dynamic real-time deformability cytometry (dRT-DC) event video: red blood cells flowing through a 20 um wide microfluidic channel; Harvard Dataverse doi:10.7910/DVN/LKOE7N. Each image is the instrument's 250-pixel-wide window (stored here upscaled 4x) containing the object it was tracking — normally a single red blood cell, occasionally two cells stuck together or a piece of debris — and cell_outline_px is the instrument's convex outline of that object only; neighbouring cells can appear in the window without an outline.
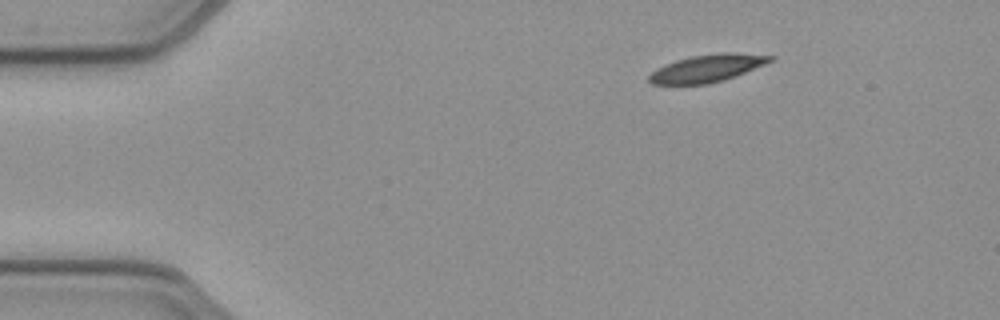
{"species": "common noctule bat (a hibernating species)", "species_latin": "Nyctalus noctula", "temperature_condition": "cold", "stored_images_in_passage": 46, "camera_frame_rate_fps": 3000, "um_per_image_px": 0.085, "animal": {"sex": "female", "body_mass_g": 21.9}, "frame": {"image": 1, "passage_image": 1, "time_ms": 0.0, "image_size_px": [1000, 320], "cell_outline_px": [[776, 56], [772, 60], [764, 64], [724, 80], [708, 84], [652, 84], [648, 80], [648, 76], [656, 68], [664, 64], [676, 60], [692, 56], [720, 52], [736, 52]], "centroid_in_image_um": [60.09, 5.79], "position_along_channel_um": 24.9, "area_um2": 19.31}}
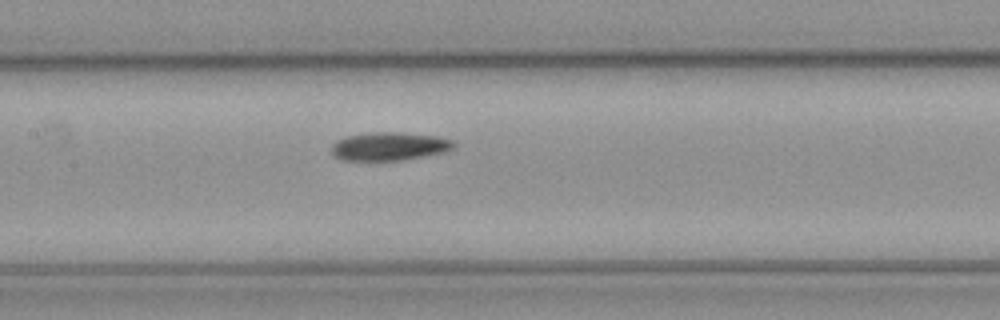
{"frame": {"image": 2, "passage_image": 18, "time_ms": 5.667, "image_size_px": [1000, 320], "cell_outline_px": [[456, 144], [452, 148], [444, 152], [404, 160], [344, 160], [336, 156], [332, 152], [332, 144], [336, 140], [348, 136], [376, 132], [396, 132], [436, 136], [452, 140]], "centroid_in_image_um": [33.1, 12.44], "position_along_channel_um": 174.3, "area_um2": 19.88}}
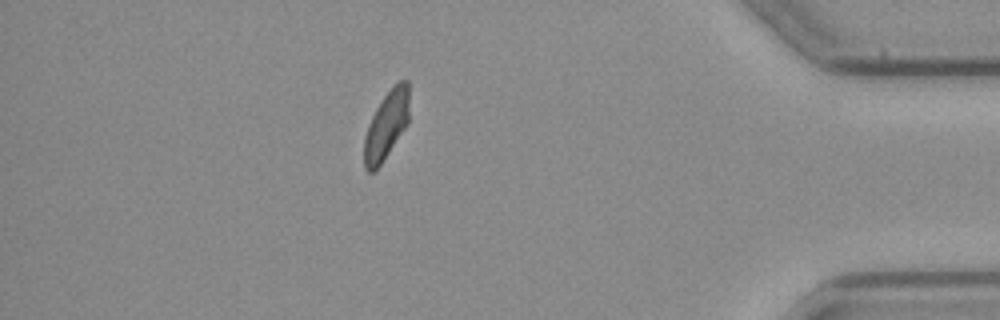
{"frame": {"image": 3, "passage_image": 39, "time_ms": 12.667, "image_size_px": [1000, 320], "cell_outline_px": [[408, 124], [380, 164], [372, 172], [368, 172], [364, 168], [364, 136], [368, 124], [376, 108], [384, 96], [396, 80], [408, 80]], "centroid_in_image_um": [32.83, 10.61], "position_along_channel_um": 402.4, "area_um2": 17.8}, "authors_computed_cell_mechanics": {"area_um2": 19.8832, "velocity_mm_per_s": 3.8959, "shape_relaxation_time_tau1_ms": 3.2458, "shape_relaxation_time_tau2_ms": null, "deformation_change_tau1": 0.1164, "deformation_change_tau2": null}}